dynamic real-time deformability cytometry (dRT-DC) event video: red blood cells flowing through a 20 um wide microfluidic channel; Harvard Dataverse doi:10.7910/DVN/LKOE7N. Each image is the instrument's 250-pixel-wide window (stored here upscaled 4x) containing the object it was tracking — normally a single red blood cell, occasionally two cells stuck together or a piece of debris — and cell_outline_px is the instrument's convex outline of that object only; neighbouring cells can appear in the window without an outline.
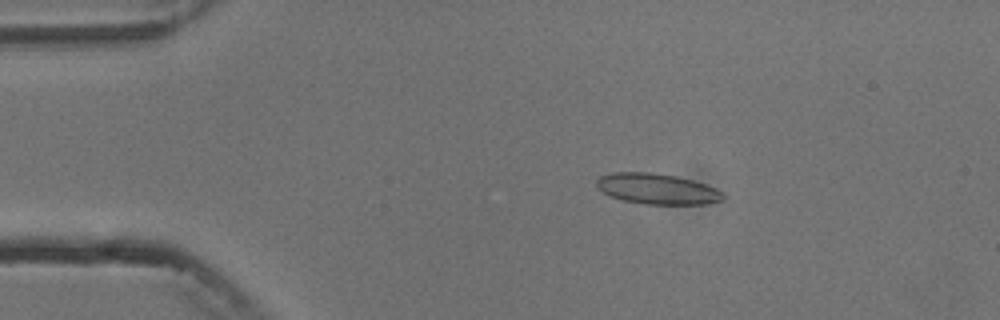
{"species": "common noctule bat (a hibernating species)", "species_latin": "Nyctalus noctula", "temperature_condition": "cold", "stored_images_in_passage": 2, "camera_frame_rate_fps": 3000, "um_per_image_px": 0.085, "animal": {"sex": "male", "body_mass_g": 13.3}, "frame": {"image": 1, "passage_image": 1, "time_ms": 0.0, "image_size_px": [1000, 320], "cell_outline_px": [[724, 200], [708, 204], [644, 204], [624, 200], [612, 196], [604, 192], [596, 184], [596, 180], [600, 176], [616, 172], [648, 172], [676, 176], [692, 180], [716, 188], [724, 192]], "centroid_in_image_um": [55.91, 16.06], "position_along_channel_um": 29.1, "area_um2": 22.43}}